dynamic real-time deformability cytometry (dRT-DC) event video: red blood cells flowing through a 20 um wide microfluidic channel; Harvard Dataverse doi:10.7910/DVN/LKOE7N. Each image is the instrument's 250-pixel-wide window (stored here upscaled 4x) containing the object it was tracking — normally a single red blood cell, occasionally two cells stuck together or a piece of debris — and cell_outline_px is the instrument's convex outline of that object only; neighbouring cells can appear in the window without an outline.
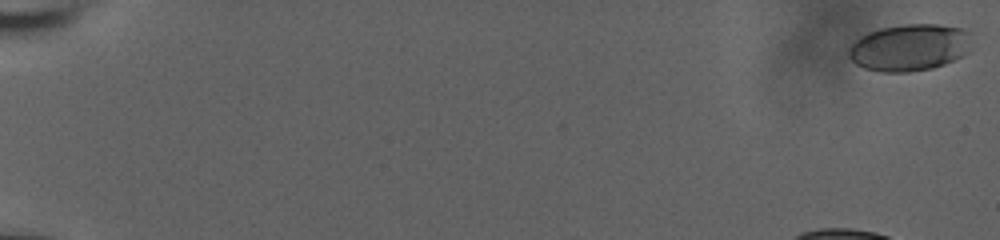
{"species": "human", "species_latin": "Homo sapiens", "temperature_condition": "room temperature", "stored_images_in_passage": 35, "camera_frame_rate_fps": 3000, "um_per_image_px": 0.085, "donor": {"sex": "male"}, "frame": {"image": 1, "passage_image": 1, "time_ms": 0.0, "image_size_px": [1000, 240], "cell_outline_px": [[968, 52], [944, 64], [932, 68], [908, 72], [880, 72], [864, 68], [856, 64], [848, 56], [848, 48], [860, 36], [868, 32], [880, 28], [904, 24], [936, 24], [964, 28], [968, 32]], "centroid_in_image_um": [77.26, 4.03], "position_along_channel_um": 7.7, "area_um2": 33.47}, "authors_computed_cell_mechanics": {"area_um2": 38.9572, "velocity_mm_per_s": 3.7498, "shape_relaxation_time_tau1_ms": null, "shape_relaxation_time_tau2_ms": 3.7802, "deformation_change_tau1": null, "deformation_change_tau2": 0.1349}}